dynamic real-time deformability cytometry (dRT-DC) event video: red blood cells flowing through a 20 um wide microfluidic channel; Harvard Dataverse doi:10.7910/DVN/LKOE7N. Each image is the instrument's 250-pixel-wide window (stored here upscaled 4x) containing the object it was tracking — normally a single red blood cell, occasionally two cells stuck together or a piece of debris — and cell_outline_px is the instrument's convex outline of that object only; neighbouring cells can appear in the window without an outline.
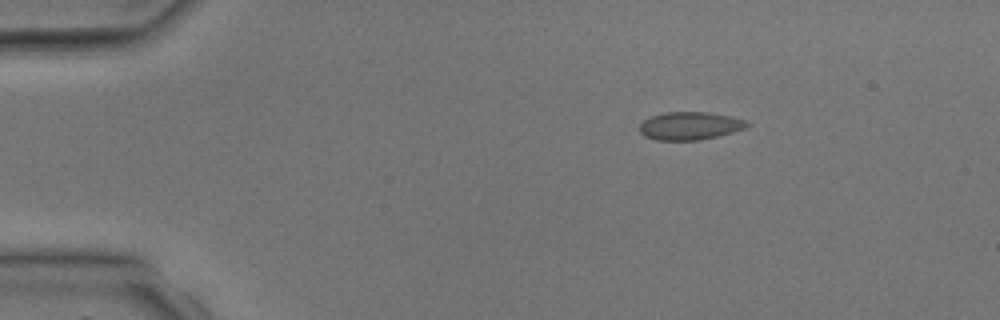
{"species": "common noctule bat (a hibernating species)", "species_latin": "Nyctalus noctula", "temperature_condition": "room temperature", "stored_images_in_passage": 4, "camera_frame_rate_fps": 3000, "um_per_image_px": 0.085, "animal": {"sex": "male", "body_mass_g": 17.9, "forearm_length_mm": 54.2}, "frame": {"image": 1, "passage_image": 2, "time_ms": 1.333, "image_size_px": [1000, 320], "cell_outline_px": [[752, 124], [744, 128], [732, 132], [700, 140], [656, 140], [644, 136], [640, 132], [640, 124], [644, 120], [652, 116], [664, 112], [708, 112], [732, 116], [744, 120]], "centroid_in_image_um": [58.64, 10.69], "position_along_channel_um": 26.4, "area_um2": 17.46}}
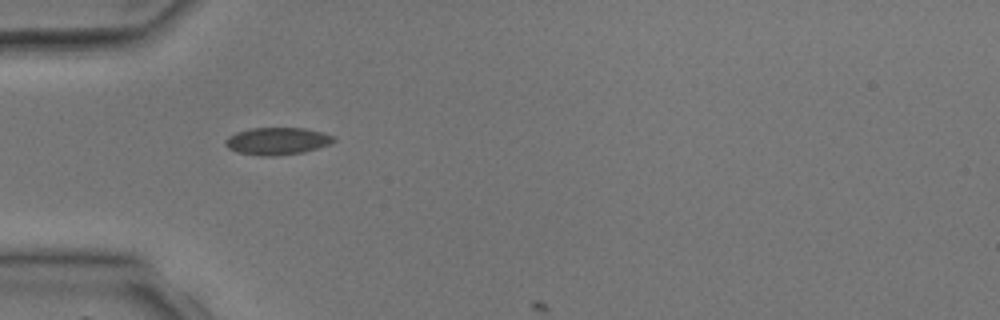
{"frame": {"image": 2, "passage_image": 3, "time_ms": 3.333, "image_size_px": [1000, 320], "cell_outline_px": [[336, 140], [332, 144], [304, 152], [272, 156], [264, 156], [236, 152], [228, 148], [224, 144], [224, 140], [228, 136], [236, 132], [252, 128], [304, 128], [324, 132], [336, 136]], "centroid_in_image_um": [23.59, 11.99], "position_along_channel_um": 61.4, "area_um2": 17.46}}